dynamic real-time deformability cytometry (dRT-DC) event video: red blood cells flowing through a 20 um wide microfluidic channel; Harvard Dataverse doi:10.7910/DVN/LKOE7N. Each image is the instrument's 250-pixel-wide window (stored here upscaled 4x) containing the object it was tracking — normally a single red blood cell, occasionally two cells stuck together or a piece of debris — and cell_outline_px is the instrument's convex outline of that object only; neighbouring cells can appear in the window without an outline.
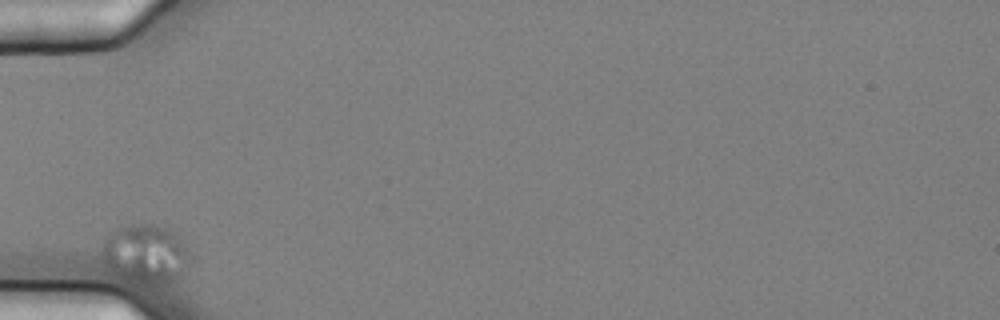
{"species": "common noctule bat (a hibernating species)", "species_latin": "Nyctalus noctula", "temperature_condition": "cold", "stored_images_in_passage": 2, "camera_frame_rate_fps": 3000, "um_per_image_px": 0.085, "animal": {"sex": "female", "body_mass_g": 25.1}, "frame": {"image": 1, "passage_image": 1, "time_ms": 0.0, "image_size_px": [1000, 320], "cell_outline_px": [[192, 256], [184, 272], [176, 280], [136, 280], [124, 276], [116, 272], [104, 260], [104, 244], [108, 236], [116, 228], [132, 224], [152, 224], [172, 228], [176, 232], [188, 248]], "centroid_in_image_um": [12.48, 21.46], "position_along_channel_um": 72.5, "area_um2": 28.9}}